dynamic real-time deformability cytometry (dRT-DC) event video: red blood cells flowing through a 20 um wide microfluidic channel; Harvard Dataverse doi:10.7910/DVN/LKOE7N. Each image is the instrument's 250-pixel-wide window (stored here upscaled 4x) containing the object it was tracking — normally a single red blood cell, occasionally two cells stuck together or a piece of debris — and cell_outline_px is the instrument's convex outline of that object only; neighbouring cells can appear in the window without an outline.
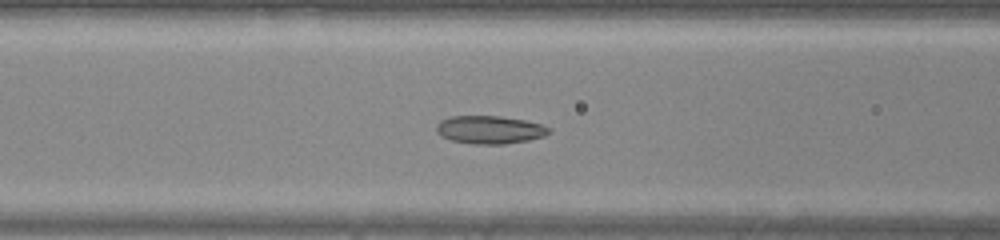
{"species": "common noctule bat (a hibernating species)", "species_latin": "Nyctalus noctula", "temperature_condition": "warm", "stored_images_in_passage": 39, "camera_frame_rate_fps": 3000, "um_per_image_px": 0.085, "animal": {"sex": "male", "body_mass_g": 20.0, "forearm_length_mm": 53.3}, "frame": {"image": 1, "passage_image": 13, "time_ms": 4.0, "image_size_px": [1000, 240], "cell_outline_px": [[552, 132], [544, 136], [528, 140], [504, 144], [472, 144], [452, 140], [440, 136], [436, 132], [436, 124], [440, 120], [448, 116], [500, 116], [524, 120], [544, 124], [552, 128]], "centroid_in_image_um": [41.64, 11.02], "position_along_channel_um": 125.0, "area_um2": 18.67}}
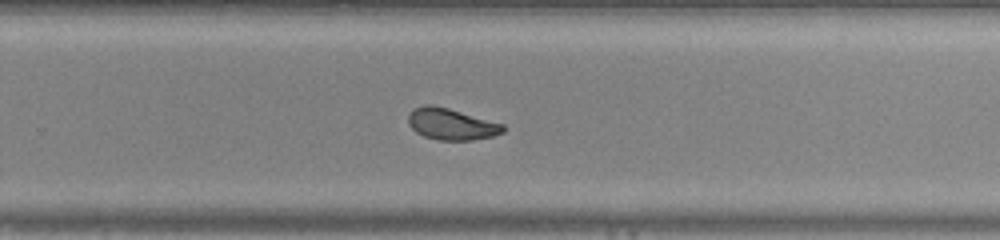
{"frame": {"image": 2, "passage_image": 24, "time_ms": 7.667, "image_size_px": [1000, 240], "cell_outline_px": [[504, 132], [492, 136], [472, 140], [436, 140], [424, 136], [416, 132], [408, 124], [408, 116], [412, 108], [424, 104], [432, 104], [448, 108], [504, 124]], "centroid_in_image_um": [38.33, 10.54], "position_along_channel_um": 291.5, "area_um2": 17.46}}
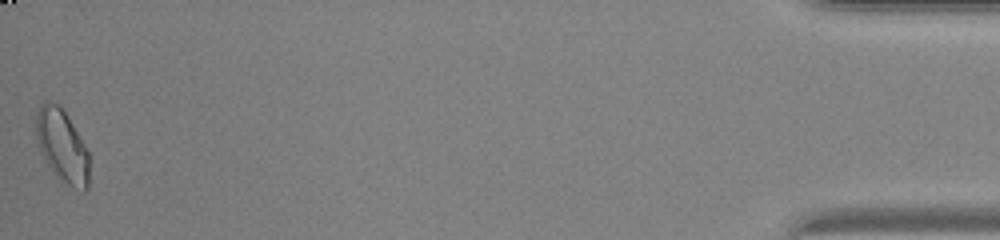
{"frame": {"image": 3, "passage_image": 39, "time_ms": 12.667, "image_size_px": [1000, 240], "cell_outline_px": [[88, 188], [84, 192], [60, 180], [52, 172], [40, 148], [36, 136], [36, 112], [40, 104], [48, 100], [52, 100], [68, 116], [84, 144], [88, 152]], "centroid_in_image_um": [5.27, 12.39], "position_along_channel_um": 429.9, "area_um2": 22.2}}